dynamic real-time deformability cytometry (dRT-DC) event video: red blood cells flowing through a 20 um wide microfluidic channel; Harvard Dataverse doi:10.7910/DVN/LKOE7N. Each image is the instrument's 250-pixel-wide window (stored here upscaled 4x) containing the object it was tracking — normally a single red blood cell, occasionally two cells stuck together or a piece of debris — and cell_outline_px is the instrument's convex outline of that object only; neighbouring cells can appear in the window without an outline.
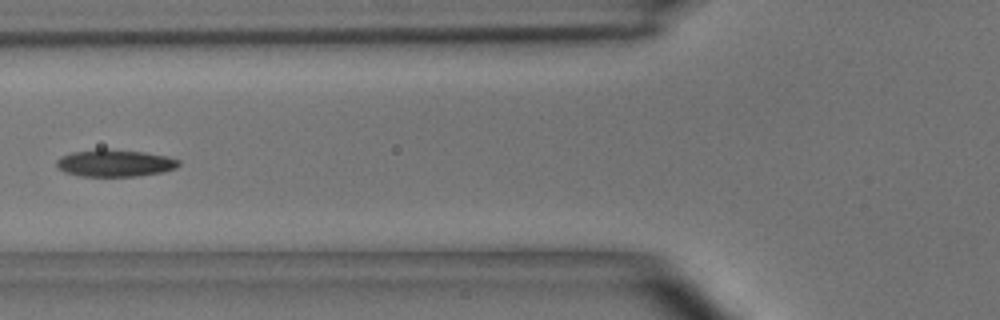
{"species": "common noctule bat (a hibernating species)", "species_latin": "Nyctalus noctula", "temperature_condition": "room temperature", "stored_images_in_passage": 7, "camera_frame_rate_fps": 3000, "um_per_image_px": 0.085, "animal": {"sex": "male", "body_mass_g": 15.6}, "frame": {"image": 1, "passage_image": 6, "time_ms": 6.0, "image_size_px": [1000, 320], "cell_outline_px": [[180, 164], [176, 168], [164, 172], [136, 176], [80, 176], [64, 172], [56, 164], [56, 160], [60, 156], [72, 152], [96, 148], [108, 148], [144, 152], [168, 156], [180, 160]], "centroid_in_image_um": [9.77, 13.85], "position_along_channel_um": 116.0, "area_um2": 19.59}}